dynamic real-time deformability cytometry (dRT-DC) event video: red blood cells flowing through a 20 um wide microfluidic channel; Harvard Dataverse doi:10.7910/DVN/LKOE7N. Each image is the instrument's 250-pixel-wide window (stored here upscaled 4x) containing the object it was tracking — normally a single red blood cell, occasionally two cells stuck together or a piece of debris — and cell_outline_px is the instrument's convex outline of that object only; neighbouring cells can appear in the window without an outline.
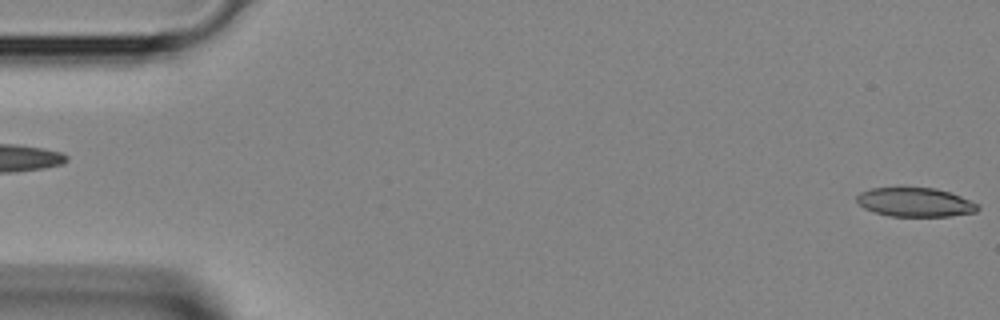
{"species": "Egyptian fruit bat (a non-hibernating species)", "species_latin": "Rousettus aegyptiacus", "temperature_condition": "room temperature", "stored_images_in_passage": 2, "segment_of_instrument_passage": [2, 2], "camera_frame_rate_fps": 3000, "um_per_image_px": 0.085, "animal": {"sex": "female"}, "frame": {"image": 1, "passage_image": 2, "time_ms": 0.333, "image_size_px": [1000, 320], "cell_outline_px": [[980, 208], [976, 212], [948, 216], [888, 216], [864, 208], [856, 200], [856, 196], [860, 192], [872, 188], [936, 188], [960, 196], [980, 204]], "centroid_in_image_um": [77.81, 17.19], "position_along_channel_um": 7.2, "area_um2": 20.35}}